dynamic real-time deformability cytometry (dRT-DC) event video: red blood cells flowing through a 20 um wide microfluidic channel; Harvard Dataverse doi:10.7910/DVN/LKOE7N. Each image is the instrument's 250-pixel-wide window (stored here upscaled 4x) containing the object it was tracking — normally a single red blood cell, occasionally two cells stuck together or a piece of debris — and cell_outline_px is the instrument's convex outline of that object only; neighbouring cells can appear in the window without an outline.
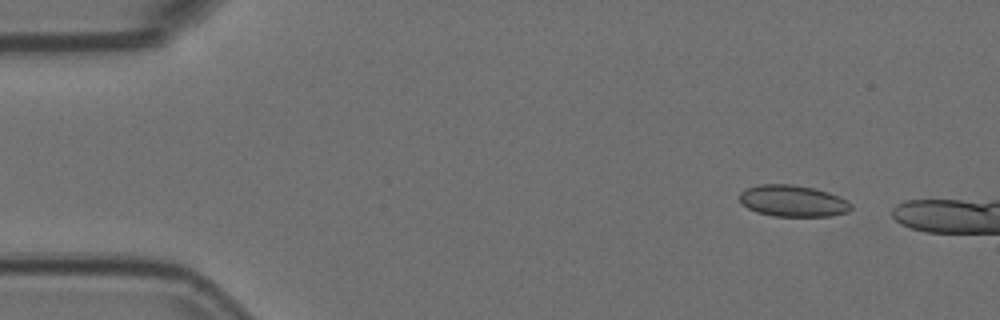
{"species": "Egyptian fruit bat (a non-hibernating species)", "species_latin": "Rousettus aegyptiacus", "temperature_condition": "room temperature", "stored_images_in_passage": 11, "camera_frame_rate_fps": 3000, "um_per_image_px": 0.085, "animal": {"sex": "female"}, "frame": {"image": 1, "passage_image": 4, "time_ms": 1.0, "image_size_px": [1000, 320], "cell_outline_px": [[852, 208], [848, 212], [832, 216], [772, 216], [756, 212], [748, 208], [740, 200], [740, 192], [744, 188], [760, 184], [792, 184], [812, 188], [828, 192], [840, 196], [848, 200], [852, 204]], "centroid_in_image_um": [67.41, 17.08], "position_along_channel_um": 17.6, "area_um2": 20.63}}